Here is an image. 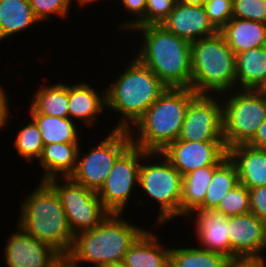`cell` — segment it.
<instances>
[{"label":"cell","instance_id":"obj_1","mask_svg":"<svg viewBox=\"0 0 266 267\" xmlns=\"http://www.w3.org/2000/svg\"><path fill=\"white\" fill-rule=\"evenodd\" d=\"M141 48L135 56L169 88H190L191 43L161 25L136 26Z\"/></svg>","mask_w":266,"mask_h":267},{"label":"cell","instance_id":"obj_2","mask_svg":"<svg viewBox=\"0 0 266 267\" xmlns=\"http://www.w3.org/2000/svg\"><path fill=\"white\" fill-rule=\"evenodd\" d=\"M196 95L191 88L168 87L129 130L132 144L146 152H162L179 138L186 109Z\"/></svg>","mask_w":266,"mask_h":267},{"label":"cell","instance_id":"obj_3","mask_svg":"<svg viewBox=\"0 0 266 267\" xmlns=\"http://www.w3.org/2000/svg\"><path fill=\"white\" fill-rule=\"evenodd\" d=\"M106 90V108L120 113L121 121L113 129L127 130L168 88L136 57Z\"/></svg>","mask_w":266,"mask_h":267},{"label":"cell","instance_id":"obj_4","mask_svg":"<svg viewBox=\"0 0 266 267\" xmlns=\"http://www.w3.org/2000/svg\"><path fill=\"white\" fill-rule=\"evenodd\" d=\"M19 217L18 225L25 232L58 253L69 254L75 235L56 192L46 181H41L22 201Z\"/></svg>","mask_w":266,"mask_h":267},{"label":"cell","instance_id":"obj_5","mask_svg":"<svg viewBox=\"0 0 266 267\" xmlns=\"http://www.w3.org/2000/svg\"><path fill=\"white\" fill-rule=\"evenodd\" d=\"M122 213H109L95 228L75 235L69 256L79 263L93 267L123 262L129 247L146 230L129 223Z\"/></svg>","mask_w":266,"mask_h":267},{"label":"cell","instance_id":"obj_6","mask_svg":"<svg viewBox=\"0 0 266 267\" xmlns=\"http://www.w3.org/2000/svg\"><path fill=\"white\" fill-rule=\"evenodd\" d=\"M191 70L196 94L221 96L237 89L235 53L220 32L191 43Z\"/></svg>","mask_w":266,"mask_h":267},{"label":"cell","instance_id":"obj_7","mask_svg":"<svg viewBox=\"0 0 266 267\" xmlns=\"http://www.w3.org/2000/svg\"><path fill=\"white\" fill-rule=\"evenodd\" d=\"M152 157L157 160L150 164L148 160L152 161ZM182 180L183 176L162 152H146L143 155L138 186L159 204L157 227L181 216Z\"/></svg>","mask_w":266,"mask_h":267},{"label":"cell","instance_id":"obj_8","mask_svg":"<svg viewBox=\"0 0 266 267\" xmlns=\"http://www.w3.org/2000/svg\"><path fill=\"white\" fill-rule=\"evenodd\" d=\"M221 94L223 140L228 150L249 144L266 118V95L260 90L230 91ZM225 94V95H224Z\"/></svg>","mask_w":266,"mask_h":267},{"label":"cell","instance_id":"obj_9","mask_svg":"<svg viewBox=\"0 0 266 267\" xmlns=\"http://www.w3.org/2000/svg\"><path fill=\"white\" fill-rule=\"evenodd\" d=\"M132 144L129 131L113 129L84 157L79 147L76 166L70 179L98 192L117 158Z\"/></svg>","mask_w":266,"mask_h":267},{"label":"cell","instance_id":"obj_10","mask_svg":"<svg viewBox=\"0 0 266 267\" xmlns=\"http://www.w3.org/2000/svg\"><path fill=\"white\" fill-rule=\"evenodd\" d=\"M58 179L52 178L46 182L56 192L74 235L95 228L108 216L110 212L104 207L96 191L69 177L62 178L61 184Z\"/></svg>","mask_w":266,"mask_h":267},{"label":"cell","instance_id":"obj_11","mask_svg":"<svg viewBox=\"0 0 266 267\" xmlns=\"http://www.w3.org/2000/svg\"><path fill=\"white\" fill-rule=\"evenodd\" d=\"M146 151L131 144L115 161L104 185L97 192L110 213H123L126 204L139 184V170ZM133 191V192H132Z\"/></svg>","mask_w":266,"mask_h":267},{"label":"cell","instance_id":"obj_12","mask_svg":"<svg viewBox=\"0 0 266 267\" xmlns=\"http://www.w3.org/2000/svg\"><path fill=\"white\" fill-rule=\"evenodd\" d=\"M218 97L197 94L189 102L178 140L224 141L222 102Z\"/></svg>","mask_w":266,"mask_h":267},{"label":"cell","instance_id":"obj_13","mask_svg":"<svg viewBox=\"0 0 266 267\" xmlns=\"http://www.w3.org/2000/svg\"><path fill=\"white\" fill-rule=\"evenodd\" d=\"M162 153L182 176L201 167L219 165L228 156L224 141L177 139L170 143Z\"/></svg>","mask_w":266,"mask_h":267},{"label":"cell","instance_id":"obj_14","mask_svg":"<svg viewBox=\"0 0 266 267\" xmlns=\"http://www.w3.org/2000/svg\"><path fill=\"white\" fill-rule=\"evenodd\" d=\"M4 246L7 267H51L58 253L46 242L31 236L17 225Z\"/></svg>","mask_w":266,"mask_h":267},{"label":"cell","instance_id":"obj_15","mask_svg":"<svg viewBox=\"0 0 266 267\" xmlns=\"http://www.w3.org/2000/svg\"><path fill=\"white\" fill-rule=\"evenodd\" d=\"M230 258L261 255L266 250V222L251 212L228 217Z\"/></svg>","mask_w":266,"mask_h":267},{"label":"cell","instance_id":"obj_16","mask_svg":"<svg viewBox=\"0 0 266 267\" xmlns=\"http://www.w3.org/2000/svg\"><path fill=\"white\" fill-rule=\"evenodd\" d=\"M160 25L190 43L218 32L208 20L203 5H189L179 0Z\"/></svg>","mask_w":266,"mask_h":267},{"label":"cell","instance_id":"obj_17","mask_svg":"<svg viewBox=\"0 0 266 267\" xmlns=\"http://www.w3.org/2000/svg\"><path fill=\"white\" fill-rule=\"evenodd\" d=\"M195 230L199 246L230 258L228 218L216 209L197 208Z\"/></svg>","mask_w":266,"mask_h":267},{"label":"cell","instance_id":"obj_18","mask_svg":"<svg viewBox=\"0 0 266 267\" xmlns=\"http://www.w3.org/2000/svg\"><path fill=\"white\" fill-rule=\"evenodd\" d=\"M234 162L239 183L252 189L266 185V150L250 144H241L227 150Z\"/></svg>","mask_w":266,"mask_h":267},{"label":"cell","instance_id":"obj_19","mask_svg":"<svg viewBox=\"0 0 266 267\" xmlns=\"http://www.w3.org/2000/svg\"><path fill=\"white\" fill-rule=\"evenodd\" d=\"M68 103L69 118L79 119L84 125L92 128L98 120L97 116L105 112L106 90L99 94L87 82L68 85Z\"/></svg>","mask_w":266,"mask_h":267},{"label":"cell","instance_id":"obj_20","mask_svg":"<svg viewBox=\"0 0 266 267\" xmlns=\"http://www.w3.org/2000/svg\"><path fill=\"white\" fill-rule=\"evenodd\" d=\"M125 267H170V248L161 245L158 234L145 230L129 247Z\"/></svg>","mask_w":266,"mask_h":267},{"label":"cell","instance_id":"obj_21","mask_svg":"<svg viewBox=\"0 0 266 267\" xmlns=\"http://www.w3.org/2000/svg\"><path fill=\"white\" fill-rule=\"evenodd\" d=\"M219 32L235 54L266 46V23L233 17Z\"/></svg>","mask_w":266,"mask_h":267},{"label":"cell","instance_id":"obj_22","mask_svg":"<svg viewBox=\"0 0 266 267\" xmlns=\"http://www.w3.org/2000/svg\"><path fill=\"white\" fill-rule=\"evenodd\" d=\"M237 90H260L266 83V46L235 54Z\"/></svg>","mask_w":266,"mask_h":267},{"label":"cell","instance_id":"obj_23","mask_svg":"<svg viewBox=\"0 0 266 267\" xmlns=\"http://www.w3.org/2000/svg\"><path fill=\"white\" fill-rule=\"evenodd\" d=\"M79 147V143L44 145L38 160L45 171L41 181L57 178L58 175L61 178L70 177L76 166Z\"/></svg>","mask_w":266,"mask_h":267},{"label":"cell","instance_id":"obj_24","mask_svg":"<svg viewBox=\"0 0 266 267\" xmlns=\"http://www.w3.org/2000/svg\"><path fill=\"white\" fill-rule=\"evenodd\" d=\"M39 22L29 0H0V42Z\"/></svg>","mask_w":266,"mask_h":267},{"label":"cell","instance_id":"obj_25","mask_svg":"<svg viewBox=\"0 0 266 267\" xmlns=\"http://www.w3.org/2000/svg\"><path fill=\"white\" fill-rule=\"evenodd\" d=\"M217 166L201 167L183 176L181 217H194L192 213L204 202L205 194Z\"/></svg>","mask_w":266,"mask_h":267},{"label":"cell","instance_id":"obj_26","mask_svg":"<svg viewBox=\"0 0 266 267\" xmlns=\"http://www.w3.org/2000/svg\"><path fill=\"white\" fill-rule=\"evenodd\" d=\"M30 118L37 124L43 145L53 143H79V133L74 120L37 113L30 106Z\"/></svg>","mask_w":266,"mask_h":267},{"label":"cell","instance_id":"obj_27","mask_svg":"<svg viewBox=\"0 0 266 267\" xmlns=\"http://www.w3.org/2000/svg\"><path fill=\"white\" fill-rule=\"evenodd\" d=\"M31 107L39 114L69 118L68 85L60 83L42 84L34 94Z\"/></svg>","mask_w":266,"mask_h":267},{"label":"cell","instance_id":"obj_28","mask_svg":"<svg viewBox=\"0 0 266 267\" xmlns=\"http://www.w3.org/2000/svg\"><path fill=\"white\" fill-rule=\"evenodd\" d=\"M239 184L237 168L227 156L214 170L205 194L204 202L198 208L216 209L222 198Z\"/></svg>","mask_w":266,"mask_h":267},{"label":"cell","instance_id":"obj_29","mask_svg":"<svg viewBox=\"0 0 266 267\" xmlns=\"http://www.w3.org/2000/svg\"><path fill=\"white\" fill-rule=\"evenodd\" d=\"M228 259L201 247L170 248V267H226Z\"/></svg>","mask_w":266,"mask_h":267},{"label":"cell","instance_id":"obj_30","mask_svg":"<svg viewBox=\"0 0 266 267\" xmlns=\"http://www.w3.org/2000/svg\"><path fill=\"white\" fill-rule=\"evenodd\" d=\"M15 150L27 162L39 160L43 151V142L37 124L32 120L19 130L13 142Z\"/></svg>","mask_w":266,"mask_h":267},{"label":"cell","instance_id":"obj_31","mask_svg":"<svg viewBox=\"0 0 266 267\" xmlns=\"http://www.w3.org/2000/svg\"><path fill=\"white\" fill-rule=\"evenodd\" d=\"M227 218L250 212L249 189L242 184H237L221 200L216 208Z\"/></svg>","mask_w":266,"mask_h":267},{"label":"cell","instance_id":"obj_32","mask_svg":"<svg viewBox=\"0 0 266 267\" xmlns=\"http://www.w3.org/2000/svg\"><path fill=\"white\" fill-rule=\"evenodd\" d=\"M73 0H29L34 15L39 21L51 20L52 16L66 17Z\"/></svg>","mask_w":266,"mask_h":267},{"label":"cell","instance_id":"obj_33","mask_svg":"<svg viewBox=\"0 0 266 267\" xmlns=\"http://www.w3.org/2000/svg\"><path fill=\"white\" fill-rule=\"evenodd\" d=\"M233 0H207L203 5L208 20L219 32L233 18Z\"/></svg>","mask_w":266,"mask_h":267},{"label":"cell","instance_id":"obj_34","mask_svg":"<svg viewBox=\"0 0 266 267\" xmlns=\"http://www.w3.org/2000/svg\"><path fill=\"white\" fill-rule=\"evenodd\" d=\"M233 17L266 23V3L263 0H233Z\"/></svg>","mask_w":266,"mask_h":267},{"label":"cell","instance_id":"obj_35","mask_svg":"<svg viewBox=\"0 0 266 267\" xmlns=\"http://www.w3.org/2000/svg\"><path fill=\"white\" fill-rule=\"evenodd\" d=\"M177 0H146L144 19L137 26L160 25L173 10Z\"/></svg>","mask_w":266,"mask_h":267},{"label":"cell","instance_id":"obj_36","mask_svg":"<svg viewBox=\"0 0 266 267\" xmlns=\"http://www.w3.org/2000/svg\"><path fill=\"white\" fill-rule=\"evenodd\" d=\"M250 212L266 222V185L249 189Z\"/></svg>","mask_w":266,"mask_h":267},{"label":"cell","instance_id":"obj_37","mask_svg":"<svg viewBox=\"0 0 266 267\" xmlns=\"http://www.w3.org/2000/svg\"><path fill=\"white\" fill-rule=\"evenodd\" d=\"M123 7L126 8L127 12L129 11L131 14L135 16L134 21H126L119 25L121 29L131 30L136 27L145 17L146 10V0H121Z\"/></svg>","mask_w":266,"mask_h":267},{"label":"cell","instance_id":"obj_38","mask_svg":"<svg viewBox=\"0 0 266 267\" xmlns=\"http://www.w3.org/2000/svg\"><path fill=\"white\" fill-rule=\"evenodd\" d=\"M263 255L233 256L226 267H266Z\"/></svg>","mask_w":266,"mask_h":267},{"label":"cell","instance_id":"obj_39","mask_svg":"<svg viewBox=\"0 0 266 267\" xmlns=\"http://www.w3.org/2000/svg\"><path fill=\"white\" fill-rule=\"evenodd\" d=\"M9 98L7 99V94L4 89L0 86V129L4 128L5 125L10 119V111H9Z\"/></svg>","mask_w":266,"mask_h":267},{"label":"cell","instance_id":"obj_40","mask_svg":"<svg viewBox=\"0 0 266 267\" xmlns=\"http://www.w3.org/2000/svg\"><path fill=\"white\" fill-rule=\"evenodd\" d=\"M249 144L254 147L266 150V118L260 125L256 136Z\"/></svg>","mask_w":266,"mask_h":267},{"label":"cell","instance_id":"obj_41","mask_svg":"<svg viewBox=\"0 0 266 267\" xmlns=\"http://www.w3.org/2000/svg\"><path fill=\"white\" fill-rule=\"evenodd\" d=\"M51 267H79V266L68 254H60L58 258L52 263Z\"/></svg>","mask_w":266,"mask_h":267},{"label":"cell","instance_id":"obj_42","mask_svg":"<svg viewBox=\"0 0 266 267\" xmlns=\"http://www.w3.org/2000/svg\"><path fill=\"white\" fill-rule=\"evenodd\" d=\"M179 1L189 5H204L207 0H179Z\"/></svg>","mask_w":266,"mask_h":267},{"label":"cell","instance_id":"obj_43","mask_svg":"<svg viewBox=\"0 0 266 267\" xmlns=\"http://www.w3.org/2000/svg\"><path fill=\"white\" fill-rule=\"evenodd\" d=\"M75 1H77L79 3L78 6L80 5V6L84 7V6H86V4L88 5V4H91L92 2L93 3L97 2L98 0H75Z\"/></svg>","mask_w":266,"mask_h":267},{"label":"cell","instance_id":"obj_44","mask_svg":"<svg viewBox=\"0 0 266 267\" xmlns=\"http://www.w3.org/2000/svg\"><path fill=\"white\" fill-rule=\"evenodd\" d=\"M98 267H125L123 263H110V264H105V265H100Z\"/></svg>","mask_w":266,"mask_h":267},{"label":"cell","instance_id":"obj_45","mask_svg":"<svg viewBox=\"0 0 266 267\" xmlns=\"http://www.w3.org/2000/svg\"><path fill=\"white\" fill-rule=\"evenodd\" d=\"M261 92H263L266 95V83L265 85L260 89Z\"/></svg>","mask_w":266,"mask_h":267}]
</instances>
